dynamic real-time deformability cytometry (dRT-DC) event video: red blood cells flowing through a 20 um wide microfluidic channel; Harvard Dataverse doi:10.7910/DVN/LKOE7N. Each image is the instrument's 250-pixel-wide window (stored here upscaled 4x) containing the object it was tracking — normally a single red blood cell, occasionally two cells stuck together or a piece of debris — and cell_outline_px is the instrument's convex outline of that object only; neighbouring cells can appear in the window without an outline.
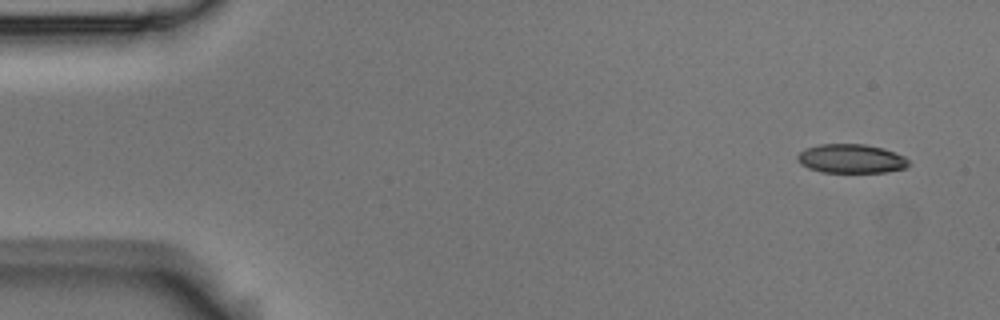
{"species": "Egyptian fruit bat (a non-hibernating species)", "species_latin": "Rousettus aegyptiacus", "temperature_condition": "room temperature", "stored_images_in_passage": 4, "camera_frame_rate_fps": 3000, "um_per_image_px": 0.085, "animal": {"sex": "male"}, "frame": {"image": 1, "passage_image": 1, "time_ms": 0.0, "image_size_px": [1000, 320], "cell_outline_px": [[908, 164], [904, 168], [884, 172], [820, 172], [808, 168], [800, 164], [796, 160], [796, 156], [804, 148], [820, 144], [864, 144], [884, 148], [904, 156], [908, 160]], "centroid_in_image_um": [72.29, 13.48], "position_along_channel_um": 12.7, "area_um2": 18.84}}
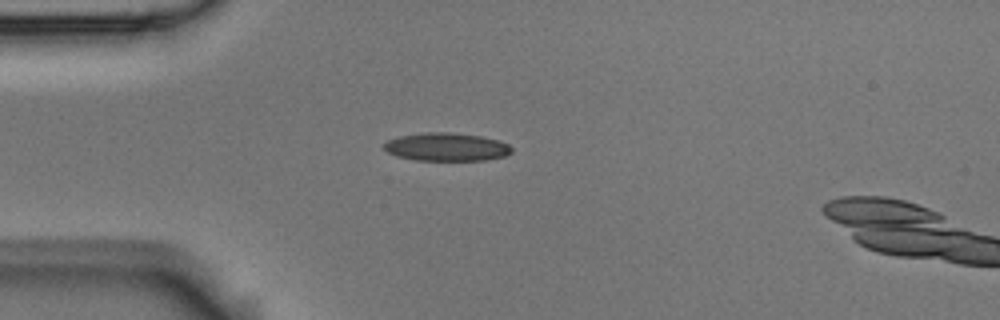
{"frame": {"image": 2, "passage_image": 3, "time_ms": 0.667, "image_size_px": [1000, 320], "cell_outline_px": [[512, 152], [504, 156], [484, 160], [416, 160], [396, 156], [388, 152], [384, 148], [384, 144], [388, 140], [400, 136], [424, 132], [448, 132], [480, 136], [500, 140], [508, 144], [512, 148]], "centroid_in_image_um": [37.96, 12.49], "position_along_channel_um": 47.0, "area_um2": 20.87}}